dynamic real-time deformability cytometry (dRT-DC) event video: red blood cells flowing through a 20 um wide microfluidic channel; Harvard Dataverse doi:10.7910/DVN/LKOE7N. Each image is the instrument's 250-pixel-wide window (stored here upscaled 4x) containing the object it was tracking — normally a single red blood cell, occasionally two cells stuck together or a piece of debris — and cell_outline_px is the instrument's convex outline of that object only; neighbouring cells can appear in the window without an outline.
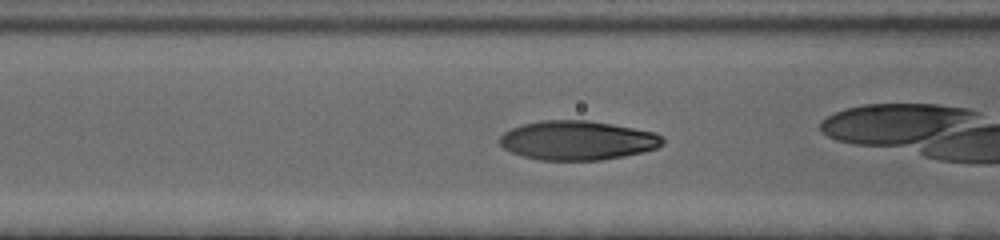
{"species": "human", "species_latin": "Homo sapiens", "temperature_condition": "cold", "stored_images_in_passage": 32, "camera_frame_rate_fps": 3000, "um_per_image_px": 0.085, "donor": {"sex": "female"}, "frame": {"image": 1, "passage_image": 10, "time_ms": 3.0, "image_size_px": [1000, 240], "cell_outline_px": [[664, 144], [656, 148], [624, 156], [600, 160], [540, 160], [520, 156], [504, 148], [500, 144], [500, 136], [504, 132], [512, 128], [524, 124], [540, 120], [588, 120], [612, 124], [656, 132], [664, 140]], "centroid_in_image_um": [49.07, 11.93], "position_along_channel_um": 117.5, "area_um2": 37.22}}
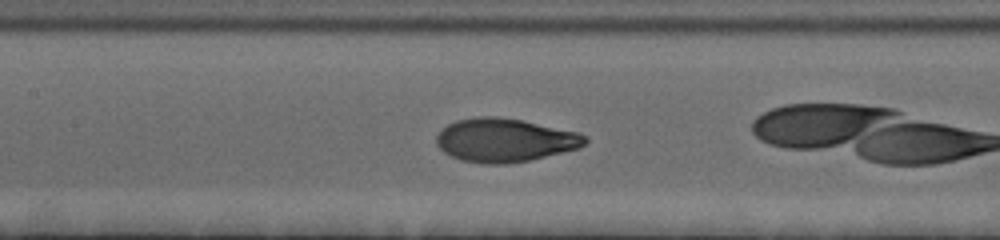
{"frame": {"image": 2, "passage_image": 14, "time_ms": 4.333, "image_size_px": [1000, 240], "cell_outline_px": [[588, 140], [580, 148], [532, 160], [504, 164], [484, 164], [460, 160], [444, 152], [436, 144], [436, 136], [448, 124], [456, 120], [480, 116], [496, 116], [524, 120], [580, 132], [588, 136]], "centroid_in_image_um": [42.95, 11.91], "position_along_channel_um": 164.4, "area_um2": 38.09}}
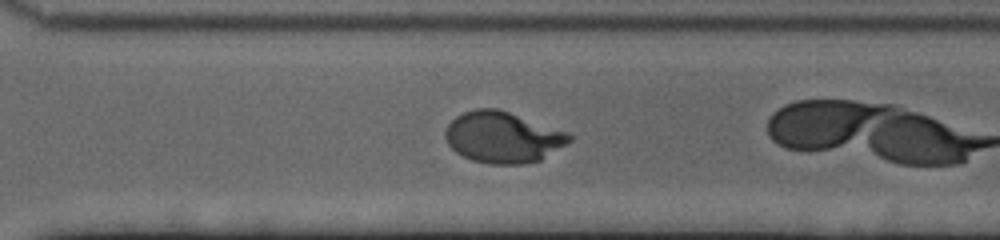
{"frame": {"image": 3, "passage_image": 28, "time_ms": 9.0, "image_size_px": [1000, 240], "cell_outline_px": [[572, 140], [540, 160], [520, 164], [488, 164], [472, 160], [456, 152], [448, 144], [444, 136], [444, 132], [448, 124], [456, 116], [464, 112], [476, 108], [496, 108], [568, 132], [572, 136]], "centroid_in_image_um": [42.71, 11.67], "position_along_channel_um": 327.9, "area_um2": 36.7}}